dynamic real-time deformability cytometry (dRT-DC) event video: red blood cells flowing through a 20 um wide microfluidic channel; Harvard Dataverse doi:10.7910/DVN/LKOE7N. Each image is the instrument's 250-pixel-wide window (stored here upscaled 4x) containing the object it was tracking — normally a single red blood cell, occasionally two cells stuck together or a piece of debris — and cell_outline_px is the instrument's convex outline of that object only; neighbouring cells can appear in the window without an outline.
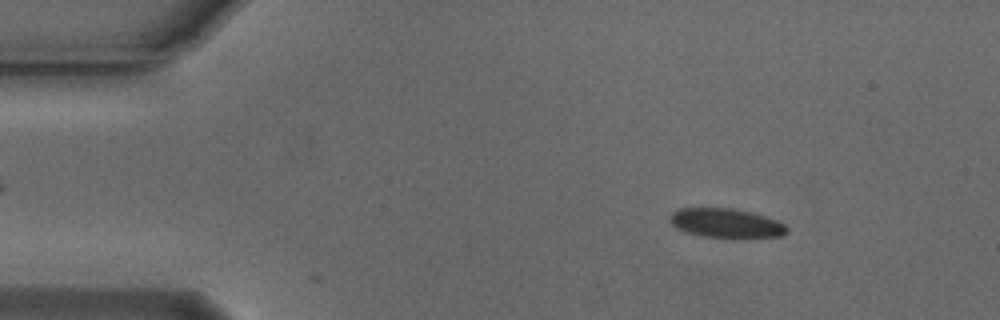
{"species": "Egyptian fruit bat (a non-hibernating species)", "species_latin": "Rousettus aegyptiacus", "temperature_condition": "cold", "stored_images_in_passage": 11, "camera_frame_rate_fps": 3000, "um_per_image_px": 0.085, "animal": {"sex": "male"}, "frame": {"image": 1, "passage_image": 7, "time_ms": 2.0, "image_size_px": [1000, 320], "cell_outline_px": [[788, 232], [780, 236], [748, 240], [736, 240], [704, 236], [688, 232], [676, 228], [668, 220], [668, 216], [672, 212], [680, 208], [732, 208], [764, 216], [776, 220], [784, 224], [788, 228]], "centroid_in_image_um": [61.74, 19.01], "position_along_channel_um": 23.3, "area_um2": 20.58}}
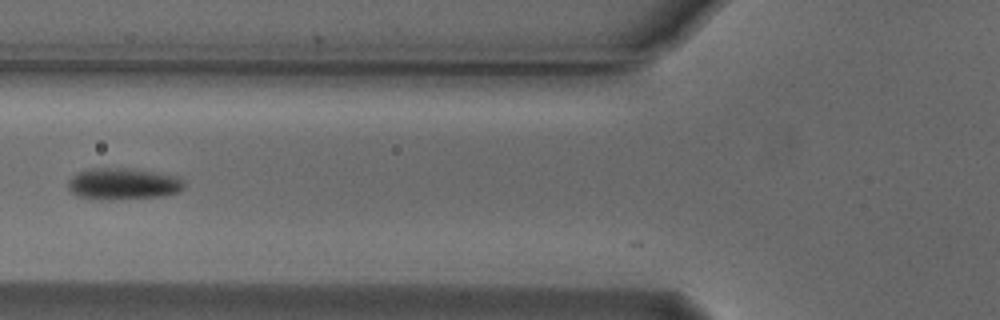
{"frame": {"image": 2, "passage_image": 9, "time_ms": 2.667, "image_size_px": [1000, 320], "cell_outline_px": [[184, 188], [176, 192], [164, 196], [112, 200], [108, 200], [76, 196], [68, 188], [68, 180], [72, 176], [80, 172], [92, 168], [124, 168], [180, 176], [184, 180]], "centroid_in_image_um": [10.47, 15.63], "position_along_channel_um": 115.3, "area_um2": 21.33}}